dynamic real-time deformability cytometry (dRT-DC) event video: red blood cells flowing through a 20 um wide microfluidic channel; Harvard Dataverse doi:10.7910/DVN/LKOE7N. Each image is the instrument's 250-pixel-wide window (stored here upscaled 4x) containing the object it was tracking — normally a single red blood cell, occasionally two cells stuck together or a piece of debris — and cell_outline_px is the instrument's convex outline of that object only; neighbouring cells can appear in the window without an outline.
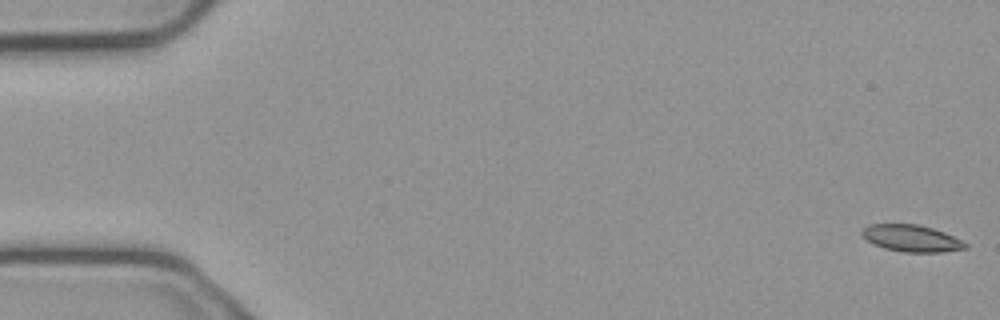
{"species": "common noctule bat (a hibernating species)", "species_latin": "Nyctalus noctula", "temperature_condition": "cold", "stored_images_in_passage": 55, "camera_frame_rate_fps": 3000, "um_per_image_px": 0.085, "animal": {"sex": "male", "body_mass_g": 23.1, "forearm_length_mm": 52.7}, "frame": {"image": 1, "passage_image": 1, "time_ms": 0.0, "image_size_px": [1000, 320], "cell_outline_px": [[968, 248], [940, 252], [904, 252], [884, 248], [872, 244], [860, 236], [860, 232], [868, 224], [916, 224], [932, 228], [944, 232], [968, 244]], "centroid_in_image_um": [77.42, 20.25], "position_along_channel_um": 7.6, "area_um2": 16.18}}
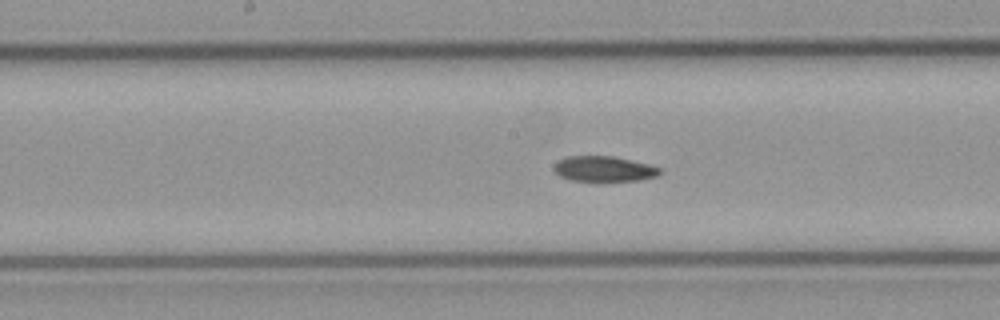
{"frame": {"image": 2, "passage_image": 28, "time_ms": 9.0, "image_size_px": [1000, 320], "cell_outline_px": [[664, 172], [660, 176], [640, 180], [600, 184], [568, 180], [560, 176], [552, 168], [560, 160], [568, 156], [612, 156], [648, 164], [660, 168]], "centroid_in_image_um": [51.37, 14.42], "position_along_channel_um": 196.8, "area_um2": 16.53}}
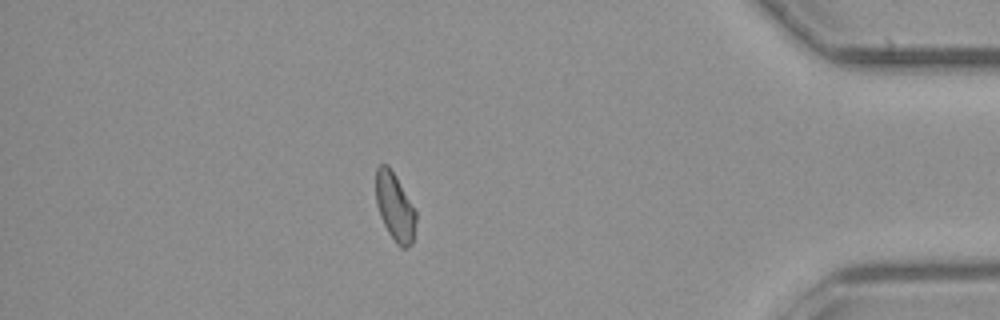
{"frame": {"image": 3, "passage_image": 48, "time_ms": 15.667, "image_size_px": [1000, 320], "cell_outline_px": [[416, 220], [412, 244], [404, 248], [400, 248], [396, 244], [388, 232], [380, 216], [376, 204], [376, 168], [380, 164], [388, 164], [416, 208]], "centroid_in_image_um": [33.57, 17.59], "position_along_channel_um": 401.6, "area_um2": 16.07}, "authors_computed_cell_mechanics": {"area_um2": 16.473, "velocity_mm_per_s": 3.7358, "shape_relaxation_time_tau1_ms": 8.0932, "shape_relaxation_time_tau2_ms": null, "deformation_change_tau1": 0.1239, "deformation_change_tau2": null}}